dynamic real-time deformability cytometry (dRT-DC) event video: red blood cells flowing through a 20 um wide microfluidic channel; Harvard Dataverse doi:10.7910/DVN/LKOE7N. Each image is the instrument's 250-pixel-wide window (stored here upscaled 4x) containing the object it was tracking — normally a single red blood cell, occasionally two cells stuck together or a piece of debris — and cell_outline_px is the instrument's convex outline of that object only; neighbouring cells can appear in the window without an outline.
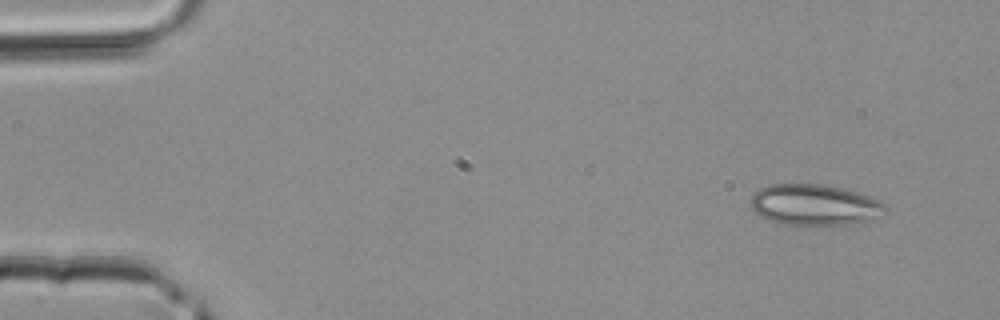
{"species": "common noctule bat (a hibernating species)", "species_latin": "Nyctalus noctula", "temperature_condition": "room temperature", "stored_images_in_passage": 12, "camera_frame_rate_fps": 3000, "um_per_image_px": 0.085, "animal": {"sex": "male", "body_mass_g": 20.4}, "frame": {"image": 1, "passage_image": 3, "time_ms": 0.667, "image_size_px": [1000, 320], "cell_outline_px": [[888, 208], [864, 220], [852, 224], [780, 224], [764, 220], [752, 208], [752, 192], [768, 184], [824, 184], [856, 192], [880, 200]], "centroid_in_image_um": [69.13, 17.39], "position_along_channel_um": 15.9, "area_um2": 31.67}}